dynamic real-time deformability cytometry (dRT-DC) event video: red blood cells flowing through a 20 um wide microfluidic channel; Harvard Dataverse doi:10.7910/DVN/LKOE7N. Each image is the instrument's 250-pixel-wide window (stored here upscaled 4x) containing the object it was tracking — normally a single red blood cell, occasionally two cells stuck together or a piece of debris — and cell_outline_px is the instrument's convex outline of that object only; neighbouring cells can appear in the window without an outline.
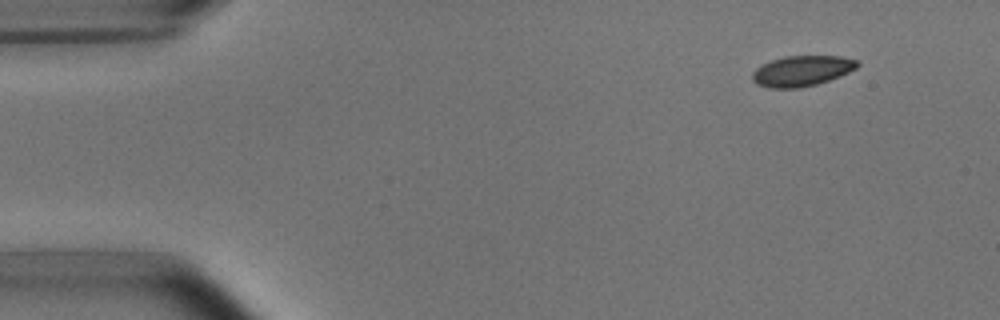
{"species": "common noctule bat (a hibernating species)", "species_latin": "Nyctalus noctula", "temperature_condition": "room temperature", "stored_images_in_passage": 2, "camera_frame_rate_fps": 3000, "um_per_image_px": 0.085, "animal": {"sex": "male", "body_mass_g": 15.6}, "frame": {"image": 1, "passage_image": 2, "time_ms": 1.0, "image_size_px": [1000, 320], "cell_outline_px": [[860, 64], [856, 68], [840, 76], [816, 84], [800, 88], [768, 88], [756, 84], [752, 80], [752, 72], [756, 68], [772, 60], [784, 56], [840, 56], [856, 60]], "centroid_in_image_um": [68.13, 6.03], "position_along_channel_um": 16.9, "area_um2": 18.61}}